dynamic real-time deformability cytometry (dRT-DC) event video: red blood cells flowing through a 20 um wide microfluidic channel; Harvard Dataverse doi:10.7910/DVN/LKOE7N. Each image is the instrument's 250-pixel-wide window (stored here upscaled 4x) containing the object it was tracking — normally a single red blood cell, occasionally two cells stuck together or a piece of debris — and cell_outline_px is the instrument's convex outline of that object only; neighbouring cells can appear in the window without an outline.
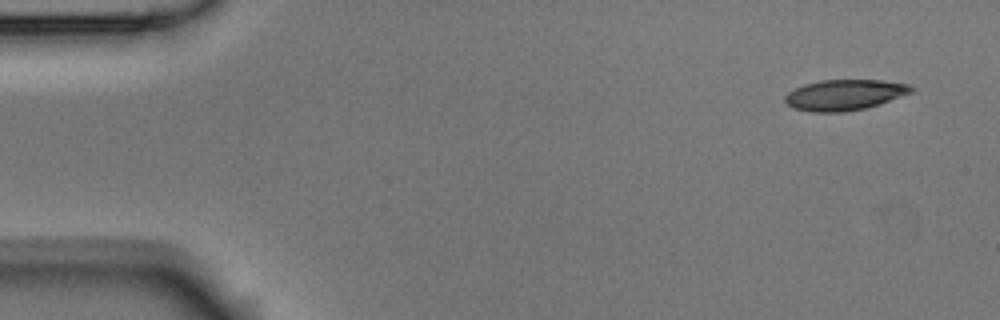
{"species": "Egyptian fruit bat (a non-hibernating species)", "species_latin": "Rousettus aegyptiacus", "temperature_condition": "room temperature", "stored_images_in_passage": 8, "camera_frame_rate_fps": 3000, "um_per_image_px": 0.085, "animal": {"sex": "male"}, "frame": {"image": 1, "passage_image": 1, "time_ms": 0.0, "image_size_px": [1000, 320], "cell_outline_px": [[916, 88], [912, 92], [880, 104], [864, 108], [844, 112], [812, 112], [792, 108], [784, 100], [784, 96], [788, 92], [804, 84], [820, 80], [880, 80], [908, 84]], "centroid_in_image_um": [71.78, 8.06], "position_along_channel_um": 13.2, "area_um2": 22.6}}
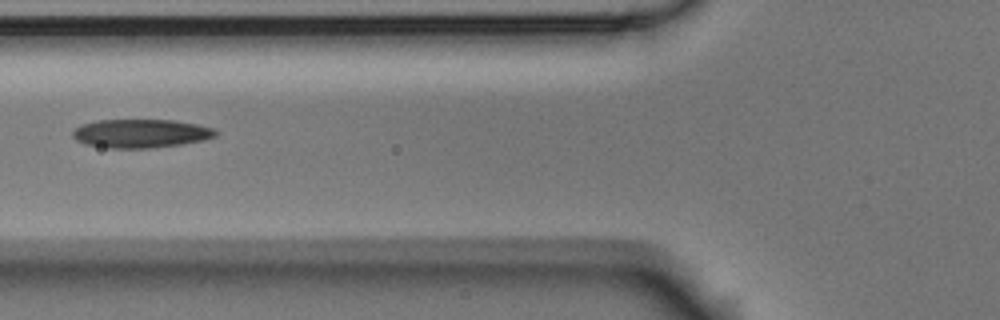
{"frame": {"image": 2, "passage_image": 6, "time_ms": 1.667, "image_size_px": [1000, 320], "cell_outline_px": [[220, 132], [216, 136], [204, 140], [180, 144], [148, 148], [108, 148], [84, 144], [76, 140], [72, 136], [72, 132], [80, 124], [96, 120], [172, 120], [196, 124], [216, 128]], "centroid_in_image_um": [11.97, 11.34], "position_along_channel_um": 113.8, "area_um2": 23.99}}
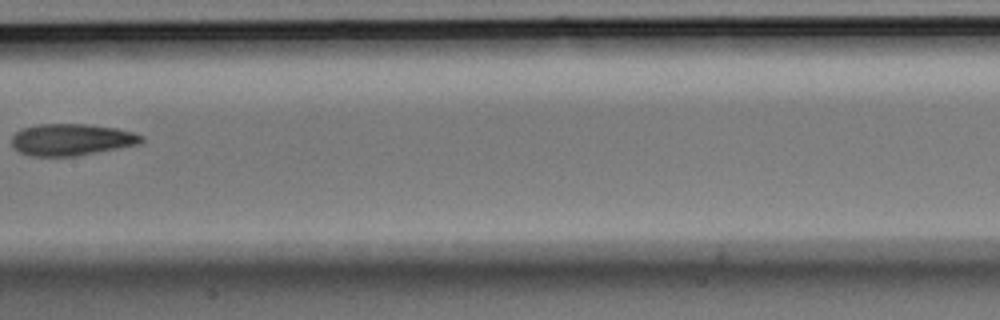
{"frame": {"image": 3, "passage_image": 8, "time_ms": 2.333, "image_size_px": [1000, 320], "cell_outline_px": [[144, 140], [140, 144], [76, 156], [28, 156], [12, 148], [12, 136], [20, 128], [36, 124], [88, 124], [116, 128], [132, 132], [144, 136]], "centroid_in_image_um": [6.05, 11.87], "position_along_channel_um": 201.4, "area_um2": 24.22}}